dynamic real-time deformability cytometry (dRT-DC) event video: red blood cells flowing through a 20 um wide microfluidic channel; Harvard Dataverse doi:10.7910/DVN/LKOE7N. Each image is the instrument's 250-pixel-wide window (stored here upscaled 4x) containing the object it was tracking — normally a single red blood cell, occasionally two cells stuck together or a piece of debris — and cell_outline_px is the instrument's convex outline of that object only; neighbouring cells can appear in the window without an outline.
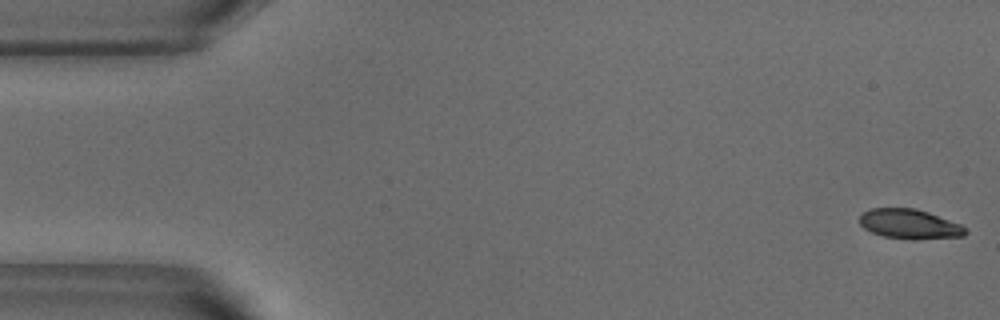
{"species": "common noctule bat (a hibernating species)", "species_latin": "Nyctalus noctula", "temperature_condition": "warm", "stored_images_in_passage": 52, "camera_frame_rate_fps": 3000, "um_per_image_px": 0.085, "animal": {"sex": "male", "body_mass_g": 18.8}, "frame": {"image": 1, "passage_image": 1, "time_ms": 0.0, "image_size_px": [1000, 320], "cell_outline_px": [[968, 232], [964, 236], [916, 240], [912, 240], [884, 236], [872, 232], [864, 228], [860, 224], [860, 212], [872, 208], [916, 208], [928, 212], [960, 224], [968, 228]], "centroid_in_image_um": [77.33, 19.05], "position_along_channel_um": 7.7, "area_um2": 18.5}}
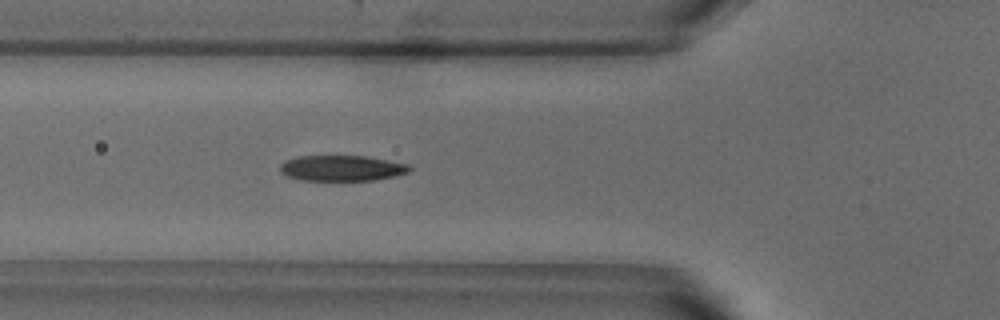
{"frame": {"image": 2, "passage_image": 18, "time_ms": 5.667, "image_size_px": [1000, 320], "cell_outline_px": [[412, 168], [408, 172], [396, 176], [376, 180], [300, 180], [288, 176], [280, 172], [280, 164], [284, 160], [300, 156], [364, 156], [408, 164]], "centroid_in_image_um": [29.04, 14.29], "position_along_channel_um": 96.8, "area_um2": 19.31}}
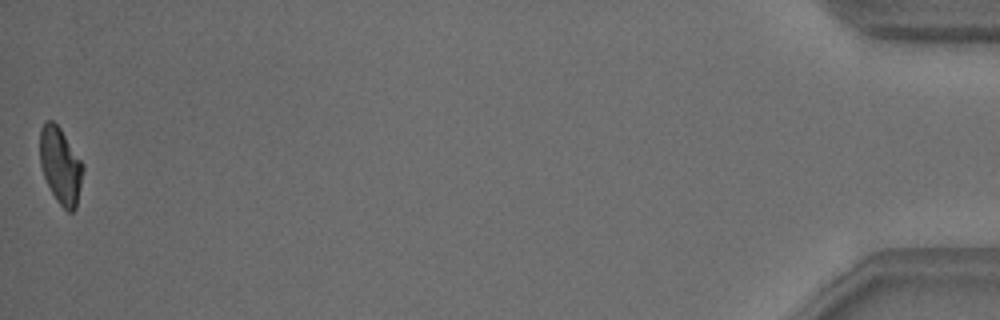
{"frame": {"image": 3, "passage_image": 52, "time_ms": 17.0, "image_size_px": [1000, 320], "cell_outline_px": [[84, 168], [76, 208], [72, 212], [68, 212], [56, 200], [44, 176], [40, 164], [40, 128], [44, 120], [52, 120], [60, 128], [84, 164]], "centroid_in_image_um": [5.14, 14.06], "position_along_channel_um": 430.1, "area_um2": 19.13}, "authors_computed_cell_mechanics": {"area_um2": 20.1433, "velocity_mm_per_s": 3.8208, "shape_relaxation_time_tau1_ms": 3.4418, "shape_relaxation_time_tau2_ms": 1.9671, "deformation_change_tau1": 0.1594, "deformation_change_tau2": 0.0768}}